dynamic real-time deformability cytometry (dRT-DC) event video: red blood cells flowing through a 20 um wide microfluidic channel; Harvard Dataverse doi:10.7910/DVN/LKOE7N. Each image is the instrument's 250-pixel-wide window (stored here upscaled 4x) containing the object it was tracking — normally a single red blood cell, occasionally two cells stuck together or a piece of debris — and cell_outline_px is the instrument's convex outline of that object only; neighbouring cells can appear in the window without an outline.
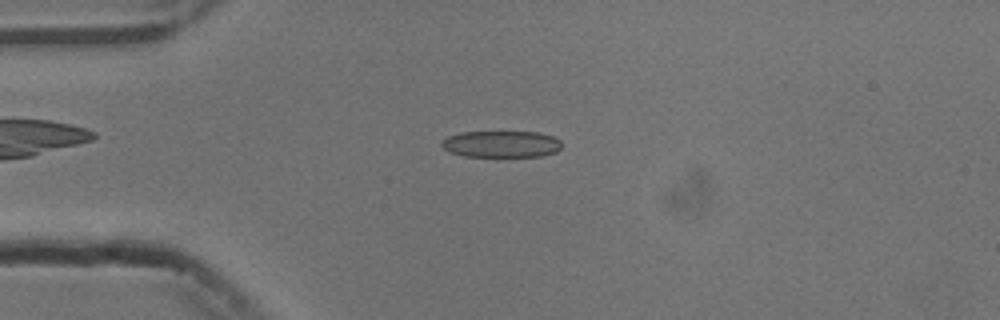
{"species": "common noctule bat (a hibernating species)", "species_latin": "Nyctalus noctula", "temperature_condition": "cold", "stored_images_in_passage": 52, "camera_frame_rate_fps": 3000, "um_per_image_px": 0.085, "animal": {"sex": "male", "body_mass_g": 13.3}, "frame": {"image": 1, "passage_image": 11, "time_ms": 3.333, "image_size_px": [1000, 320], "cell_outline_px": [[560, 148], [556, 152], [540, 156], [464, 156], [448, 152], [440, 144], [448, 136], [460, 132], [540, 132], [552, 136], [560, 140]], "centroid_in_image_um": [42.6, 12.24], "position_along_channel_um": 42.4, "area_um2": 18.55}}
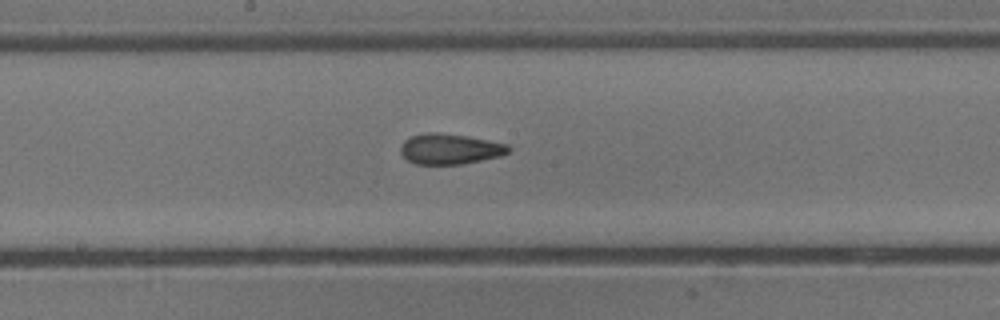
{"frame": {"image": 2, "passage_image": 26, "time_ms": 8.333, "image_size_px": [1000, 320], "cell_outline_px": [[512, 148], [508, 152], [500, 156], [464, 164], [416, 164], [408, 160], [400, 152], [400, 148], [404, 140], [412, 136], [428, 132], [440, 132], [488, 140], [508, 144]], "centroid_in_image_um": [38.25, 12.66], "position_along_channel_um": 209.9, "area_um2": 19.13}}
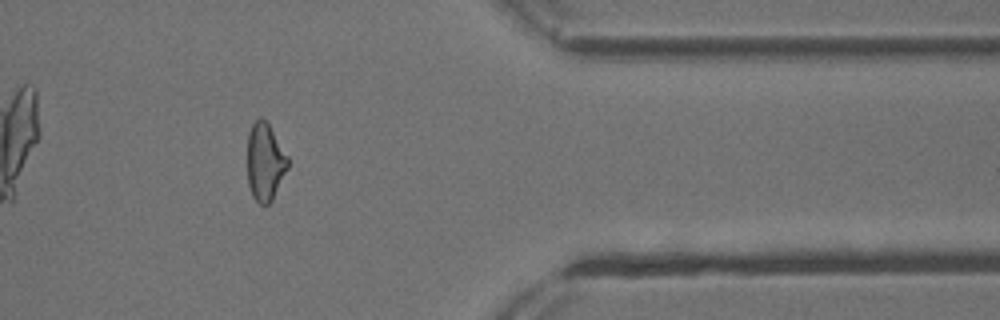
{"frame": {"image": 3, "passage_image": 42, "time_ms": 13.667, "image_size_px": [1000, 320], "cell_outline_px": [[288, 168], [272, 200], [268, 204], [260, 204], [252, 196], [248, 184], [248, 132], [252, 124], [260, 116], [268, 124], [288, 156]], "centroid_in_image_um": [22.52, 13.77], "position_along_channel_um": 388.9, "area_um2": 18.15}, "authors_computed_cell_mechanics": {"area_um2": 19.3919, "velocity_mm_per_s": 3.7644, "shape_relaxation_time_tau1_ms": 7.8956, "shape_relaxation_time_tau2_ms": 2.4516, "deformation_change_tau1": 0.1431, "deformation_change_tau2": 0.0928}}